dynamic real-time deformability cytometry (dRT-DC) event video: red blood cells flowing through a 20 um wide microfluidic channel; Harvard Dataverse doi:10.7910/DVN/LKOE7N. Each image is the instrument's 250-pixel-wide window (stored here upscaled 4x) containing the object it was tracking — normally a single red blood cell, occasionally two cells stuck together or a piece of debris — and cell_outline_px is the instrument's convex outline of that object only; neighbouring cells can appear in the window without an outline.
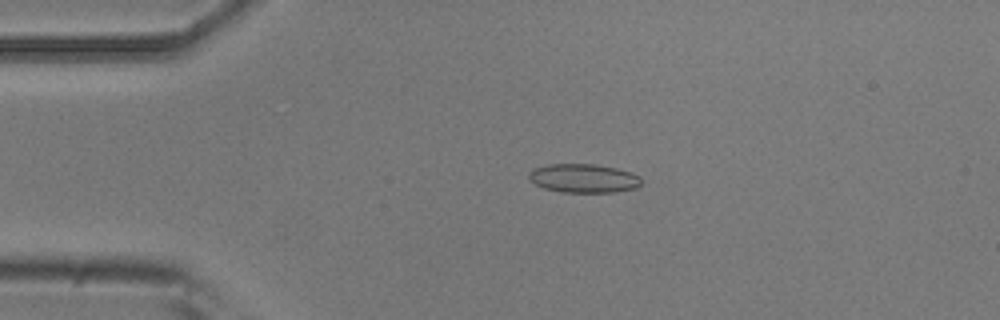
{"species": "common noctule bat (a hibernating species)", "species_latin": "Nyctalus noctula", "temperature_condition": "room temperature", "stored_images_in_passage": 5, "camera_frame_rate_fps": 3000, "um_per_image_px": 0.085, "animal": {"sex": "male", "body_mass_g": 20.5, "forearm_length_mm": 52.5}, "frame": {"image": 1, "passage_image": 3, "time_ms": 0.667, "image_size_px": [1000, 320], "cell_outline_px": [[640, 184], [636, 188], [616, 192], [564, 192], [544, 188], [528, 180], [528, 176], [532, 168], [548, 164], [596, 164], [616, 168], [632, 172], [640, 176]], "centroid_in_image_um": [49.6, 15.15], "position_along_channel_um": 35.4, "area_um2": 18.96}}
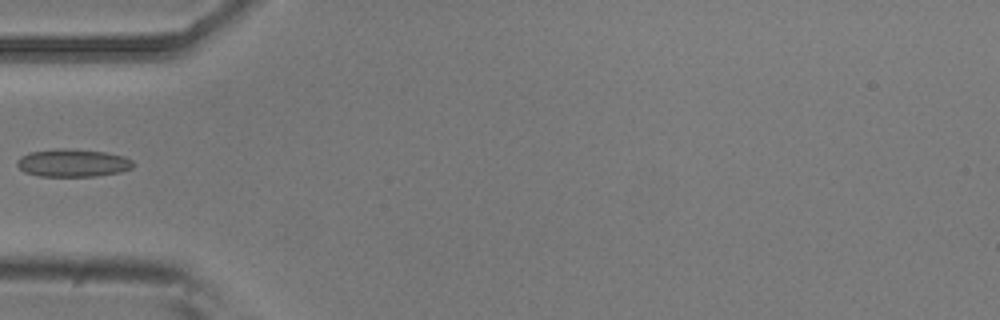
{"frame": {"image": 2, "passage_image": 5, "time_ms": 1.333, "image_size_px": [1000, 320], "cell_outline_px": [[136, 164], [132, 168], [120, 172], [92, 176], [40, 176], [24, 172], [16, 164], [16, 160], [20, 156], [28, 152], [60, 148], [68, 148], [104, 152], [124, 156], [132, 160]], "centroid_in_image_um": [6.17, 13.84], "position_along_channel_um": 78.8, "area_um2": 18.9}}